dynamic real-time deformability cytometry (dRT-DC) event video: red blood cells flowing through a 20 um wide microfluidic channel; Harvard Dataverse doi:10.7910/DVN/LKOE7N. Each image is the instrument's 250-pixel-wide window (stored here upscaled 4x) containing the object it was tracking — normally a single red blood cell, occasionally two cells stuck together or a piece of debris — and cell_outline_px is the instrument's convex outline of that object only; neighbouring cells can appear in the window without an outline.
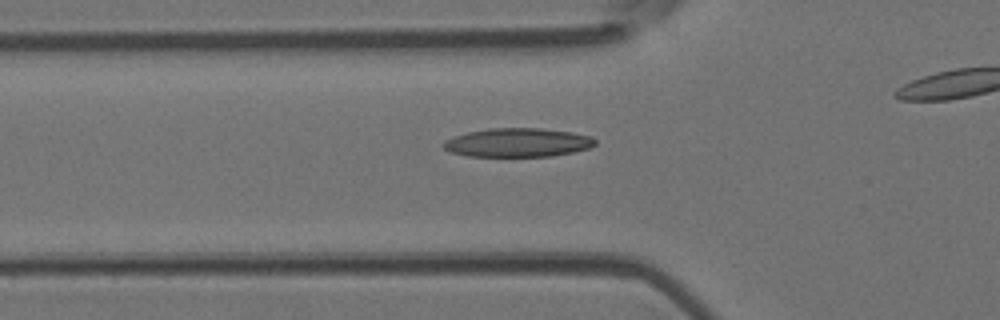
{"species": "Egyptian fruit bat (a non-hibernating species)", "species_latin": "Rousettus aegyptiacus", "temperature_condition": "room temperature", "stored_images_in_passage": 31, "camera_frame_rate_fps": 3000, "um_per_image_px": 0.085, "animal": {"sex": "female"}, "frame": {"image": 1, "passage_image": 6, "time_ms": 1.667, "image_size_px": [1000, 320], "cell_outline_px": [[596, 144], [588, 148], [572, 152], [552, 156], [468, 156], [452, 152], [444, 148], [444, 140], [452, 136], [468, 132], [488, 128], [540, 128], [572, 132], [592, 136], [596, 140]], "centroid_in_image_um": [44.01, 12.11], "position_along_channel_um": 81.8, "area_um2": 25.43}}
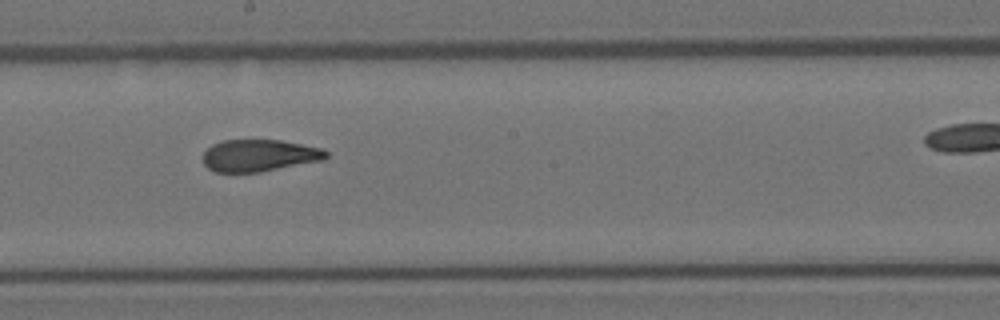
{"frame": {"image": 2, "passage_image": 17, "time_ms": 5.333, "image_size_px": [1000, 320], "cell_outline_px": [[328, 156], [324, 160], [260, 172], [216, 172], [208, 168], [204, 164], [204, 152], [212, 144], [224, 140], [280, 140], [320, 148], [328, 152]], "centroid_in_image_um": [22.04, 13.22], "position_along_channel_um": 226.2, "area_um2": 22.83}}
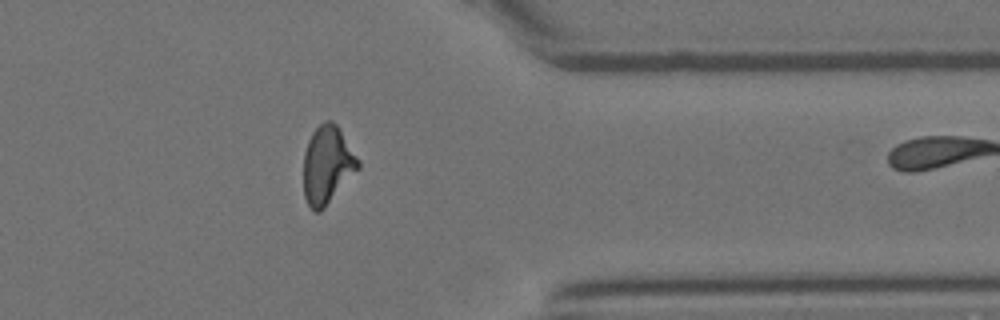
{"frame": {"image": 3, "passage_image": 30, "time_ms": 9.667, "image_size_px": [1000, 320], "cell_outline_px": [[360, 168], [324, 208], [320, 212], [316, 212], [308, 204], [304, 196], [304, 152], [308, 140], [312, 132], [324, 120], [332, 120], [336, 124], [360, 160]], "centroid_in_image_um": [27.83, 14.0], "position_along_channel_um": 383.6, "area_um2": 24.74}}